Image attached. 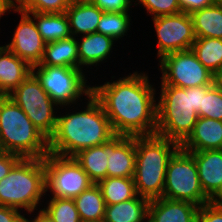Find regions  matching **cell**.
Here are the masks:
<instances>
[{"label": "cell", "mask_w": 222, "mask_h": 222, "mask_svg": "<svg viewBox=\"0 0 222 222\" xmlns=\"http://www.w3.org/2000/svg\"><path fill=\"white\" fill-rule=\"evenodd\" d=\"M26 13L34 19L38 31L46 43L66 39L72 36L68 18L65 13Z\"/></svg>", "instance_id": "23"}, {"label": "cell", "mask_w": 222, "mask_h": 222, "mask_svg": "<svg viewBox=\"0 0 222 222\" xmlns=\"http://www.w3.org/2000/svg\"><path fill=\"white\" fill-rule=\"evenodd\" d=\"M190 153L196 162L201 188L214 201L222 192V149Z\"/></svg>", "instance_id": "15"}, {"label": "cell", "mask_w": 222, "mask_h": 222, "mask_svg": "<svg viewBox=\"0 0 222 222\" xmlns=\"http://www.w3.org/2000/svg\"><path fill=\"white\" fill-rule=\"evenodd\" d=\"M132 2L134 0H95L93 4L103 12L129 13Z\"/></svg>", "instance_id": "34"}, {"label": "cell", "mask_w": 222, "mask_h": 222, "mask_svg": "<svg viewBox=\"0 0 222 222\" xmlns=\"http://www.w3.org/2000/svg\"><path fill=\"white\" fill-rule=\"evenodd\" d=\"M104 152L108 156L106 177L134 178L135 136L115 135L104 143Z\"/></svg>", "instance_id": "14"}, {"label": "cell", "mask_w": 222, "mask_h": 222, "mask_svg": "<svg viewBox=\"0 0 222 222\" xmlns=\"http://www.w3.org/2000/svg\"><path fill=\"white\" fill-rule=\"evenodd\" d=\"M69 0H20L15 7L23 12L65 13Z\"/></svg>", "instance_id": "31"}, {"label": "cell", "mask_w": 222, "mask_h": 222, "mask_svg": "<svg viewBox=\"0 0 222 222\" xmlns=\"http://www.w3.org/2000/svg\"><path fill=\"white\" fill-rule=\"evenodd\" d=\"M197 222H222V207L214 201L203 204L199 208Z\"/></svg>", "instance_id": "35"}, {"label": "cell", "mask_w": 222, "mask_h": 222, "mask_svg": "<svg viewBox=\"0 0 222 222\" xmlns=\"http://www.w3.org/2000/svg\"><path fill=\"white\" fill-rule=\"evenodd\" d=\"M25 216L21 210L0 205V222H25Z\"/></svg>", "instance_id": "38"}, {"label": "cell", "mask_w": 222, "mask_h": 222, "mask_svg": "<svg viewBox=\"0 0 222 222\" xmlns=\"http://www.w3.org/2000/svg\"><path fill=\"white\" fill-rule=\"evenodd\" d=\"M147 72L127 74L115 81L92 85L115 135L149 136L157 128V93Z\"/></svg>", "instance_id": "1"}, {"label": "cell", "mask_w": 222, "mask_h": 222, "mask_svg": "<svg viewBox=\"0 0 222 222\" xmlns=\"http://www.w3.org/2000/svg\"><path fill=\"white\" fill-rule=\"evenodd\" d=\"M180 9L184 13L191 14L197 10L213 5L216 0H178Z\"/></svg>", "instance_id": "37"}, {"label": "cell", "mask_w": 222, "mask_h": 222, "mask_svg": "<svg viewBox=\"0 0 222 222\" xmlns=\"http://www.w3.org/2000/svg\"><path fill=\"white\" fill-rule=\"evenodd\" d=\"M29 218L25 217V222H52V220L45 214L41 209L36 213V216L34 218H31L32 216H29Z\"/></svg>", "instance_id": "40"}, {"label": "cell", "mask_w": 222, "mask_h": 222, "mask_svg": "<svg viewBox=\"0 0 222 222\" xmlns=\"http://www.w3.org/2000/svg\"><path fill=\"white\" fill-rule=\"evenodd\" d=\"M180 147L187 152L222 149V121L199 117Z\"/></svg>", "instance_id": "17"}, {"label": "cell", "mask_w": 222, "mask_h": 222, "mask_svg": "<svg viewBox=\"0 0 222 222\" xmlns=\"http://www.w3.org/2000/svg\"><path fill=\"white\" fill-rule=\"evenodd\" d=\"M15 4L11 0H0V20L6 13H12Z\"/></svg>", "instance_id": "39"}, {"label": "cell", "mask_w": 222, "mask_h": 222, "mask_svg": "<svg viewBox=\"0 0 222 222\" xmlns=\"http://www.w3.org/2000/svg\"><path fill=\"white\" fill-rule=\"evenodd\" d=\"M38 65L79 68L78 44L74 36L46 43Z\"/></svg>", "instance_id": "22"}, {"label": "cell", "mask_w": 222, "mask_h": 222, "mask_svg": "<svg viewBox=\"0 0 222 222\" xmlns=\"http://www.w3.org/2000/svg\"><path fill=\"white\" fill-rule=\"evenodd\" d=\"M134 6L141 5L152 18L182 12L178 0H134ZM138 2V3H137Z\"/></svg>", "instance_id": "33"}, {"label": "cell", "mask_w": 222, "mask_h": 222, "mask_svg": "<svg viewBox=\"0 0 222 222\" xmlns=\"http://www.w3.org/2000/svg\"><path fill=\"white\" fill-rule=\"evenodd\" d=\"M20 159L21 157L16 154L0 151V180L8 175Z\"/></svg>", "instance_id": "36"}, {"label": "cell", "mask_w": 222, "mask_h": 222, "mask_svg": "<svg viewBox=\"0 0 222 222\" xmlns=\"http://www.w3.org/2000/svg\"><path fill=\"white\" fill-rule=\"evenodd\" d=\"M159 61L160 85L179 88L214 85L216 76L196 57L191 49L165 55Z\"/></svg>", "instance_id": "11"}, {"label": "cell", "mask_w": 222, "mask_h": 222, "mask_svg": "<svg viewBox=\"0 0 222 222\" xmlns=\"http://www.w3.org/2000/svg\"><path fill=\"white\" fill-rule=\"evenodd\" d=\"M190 15L196 37L222 39V9L217 2Z\"/></svg>", "instance_id": "25"}, {"label": "cell", "mask_w": 222, "mask_h": 222, "mask_svg": "<svg viewBox=\"0 0 222 222\" xmlns=\"http://www.w3.org/2000/svg\"><path fill=\"white\" fill-rule=\"evenodd\" d=\"M150 200L137 195L128 201L106 205L103 222H148Z\"/></svg>", "instance_id": "21"}, {"label": "cell", "mask_w": 222, "mask_h": 222, "mask_svg": "<svg viewBox=\"0 0 222 222\" xmlns=\"http://www.w3.org/2000/svg\"><path fill=\"white\" fill-rule=\"evenodd\" d=\"M65 14L68 18L71 35L76 38L95 33L103 11L93 3L70 4Z\"/></svg>", "instance_id": "20"}, {"label": "cell", "mask_w": 222, "mask_h": 222, "mask_svg": "<svg viewBox=\"0 0 222 222\" xmlns=\"http://www.w3.org/2000/svg\"><path fill=\"white\" fill-rule=\"evenodd\" d=\"M32 66L5 45L0 46V96H8L30 74Z\"/></svg>", "instance_id": "19"}, {"label": "cell", "mask_w": 222, "mask_h": 222, "mask_svg": "<svg viewBox=\"0 0 222 222\" xmlns=\"http://www.w3.org/2000/svg\"><path fill=\"white\" fill-rule=\"evenodd\" d=\"M8 96L48 140L53 136L57 126L59 107L42 88L40 81L33 73Z\"/></svg>", "instance_id": "9"}, {"label": "cell", "mask_w": 222, "mask_h": 222, "mask_svg": "<svg viewBox=\"0 0 222 222\" xmlns=\"http://www.w3.org/2000/svg\"><path fill=\"white\" fill-rule=\"evenodd\" d=\"M73 158L94 184L106 178L108 156L104 152V144L83 149Z\"/></svg>", "instance_id": "26"}, {"label": "cell", "mask_w": 222, "mask_h": 222, "mask_svg": "<svg viewBox=\"0 0 222 222\" xmlns=\"http://www.w3.org/2000/svg\"><path fill=\"white\" fill-rule=\"evenodd\" d=\"M157 37V58L170 53L191 49L196 40L192 17L180 12L151 19Z\"/></svg>", "instance_id": "12"}, {"label": "cell", "mask_w": 222, "mask_h": 222, "mask_svg": "<svg viewBox=\"0 0 222 222\" xmlns=\"http://www.w3.org/2000/svg\"><path fill=\"white\" fill-rule=\"evenodd\" d=\"M162 197L188 201L199 207L211 202L201 188L193 155L181 147L169 160Z\"/></svg>", "instance_id": "8"}, {"label": "cell", "mask_w": 222, "mask_h": 222, "mask_svg": "<svg viewBox=\"0 0 222 222\" xmlns=\"http://www.w3.org/2000/svg\"><path fill=\"white\" fill-rule=\"evenodd\" d=\"M213 85L179 88L160 85L157 98V135L180 145L188 138L199 118L203 96Z\"/></svg>", "instance_id": "3"}, {"label": "cell", "mask_w": 222, "mask_h": 222, "mask_svg": "<svg viewBox=\"0 0 222 222\" xmlns=\"http://www.w3.org/2000/svg\"><path fill=\"white\" fill-rule=\"evenodd\" d=\"M86 100L84 110H79L75 105L59 107L61 111L66 108V115L61 112L57 114L56 130L49 139V153L73 157L79 151L102 145L115 136L109 118L98 100L92 94L85 97Z\"/></svg>", "instance_id": "2"}, {"label": "cell", "mask_w": 222, "mask_h": 222, "mask_svg": "<svg viewBox=\"0 0 222 222\" xmlns=\"http://www.w3.org/2000/svg\"><path fill=\"white\" fill-rule=\"evenodd\" d=\"M76 40L78 44L79 69L81 70L85 66L93 69L92 66L97 67V65L100 66L101 63L107 62L116 43L113 38L97 32L79 36Z\"/></svg>", "instance_id": "18"}, {"label": "cell", "mask_w": 222, "mask_h": 222, "mask_svg": "<svg viewBox=\"0 0 222 222\" xmlns=\"http://www.w3.org/2000/svg\"><path fill=\"white\" fill-rule=\"evenodd\" d=\"M50 197L47 205L41 210L47 214L52 222H81L73 199Z\"/></svg>", "instance_id": "30"}, {"label": "cell", "mask_w": 222, "mask_h": 222, "mask_svg": "<svg viewBox=\"0 0 222 222\" xmlns=\"http://www.w3.org/2000/svg\"><path fill=\"white\" fill-rule=\"evenodd\" d=\"M214 202L218 205V206H220V207H222V192L219 194V196L214 200Z\"/></svg>", "instance_id": "43"}, {"label": "cell", "mask_w": 222, "mask_h": 222, "mask_svg": "<svg viewBox=\"0 0 222 222\" xmlns=\"http://www.w3.org/2000/svg\"><path fill=\"white\" fill-rule=\"evenodd\" d=\"M73 200L81 222H103L106 203L97 184H92Z\"/></svg>", "instance_id": "24"}, {"label": "cell", "mask_w": 222, "mask_h": 222, "mask_svg": "<svg viewBox=\"0 0 222 222\" xmlns=\"http://www.w3.org/2000/svg\"><path fill=\"white\" fill-rule=\"evenodd\" d=\"M106 205L117 204L135 198L134 178L106 177L97 183Z\"/></svg>", "instance_id": "28"}, {"label": "cell", "mask_w": 222, "mask_h": 222, "mask_svg": "<svg viewBox=\"0 0 222 222\" xmlns=\"http://www.w3.org/2000/svg\"><path fill=\"white\" fill-rule=\"evenodd\" d=\"M215 82L222 89V71L216 76Z\"/></svg>", "instance_id": "42"}, {"label": "cell", "mask_w": 222, "mask_h": 222, "mask_svg": "<svg viewBox=\"0 0 222 222\" xmlns=\"http://www.w3.org/2000/svg\"><path fill=\"white\" fill-rule=\"evenodd\" d=\"M84 70L64 66H32V73L58 107H80L78 102L83 101V96L88 97L92 94V86L88 82L89 77H85L87 72Z\"/></svg>", "instance_id": "7"}, {"label": "cell", "mask_w": 222, "mask_h": 222, "mask_svg": "<svg viewBox=\"0 0 222 222\" xmlns=\"http://www.w3.org/2000/svg\"><path fill=\"white\" fill-rule=\"evenodd\" d=\"M180 144L157 134L135 136L134 183L137 194L149 200L163 196L166 168Z\"/></svg>", "instance_id": "4"}, {"label": "cell", "mask_w": 222, "mask_h": 222, "mask_svg": "<svg viewBox=\"0 0 222 222\" xmlns=\"http://www.w3.org/2000/svg\"><path fill=\"white\" fill-rule=\"evenodd\" d=\"M131 16L129 13L103 12L97 25V33L109 36L115 41L122 40L127 36L131 27Z\"/></svg>", "instance_id": "29"}, {"label": "cell", "mask_w": 222, "mask_h": 222, "mask_svg": "<svg viewBox=\"0 0 222 222\" xmlns=\"http://www.w3.org/2000/svg\"><path fill=\"white\" fill-rule=\"evenodd\" d=\"M199 117L222 121V89L216 83L203 96Z\"/></svg>", "instance_id": "32"}, {"label": "cell", "mask_w": 222, "mask_h": 222, "mask_svg": "<svg viewBox=\"0 0 222 222\" xmlns=\"http://www.w3.org/2000/svg\"><path fill=\"white\" fill-rule=\"evenodd\" d=\"M199 206L164 197L150 200L148 222H197Z\"/></svg>", "instance_id": "16"}, {"label": "cell", "mask_w": 222, "mask_h": 222, "mask_svg": "<svg viewBox=\"0 0 222 222\" xmlns=\"http://www.w3.org/2000/svg\"><path fill=\"white\" fill-rule=\"evenodd\" d=\"M191 50L215 76L222 71V39L196 37Z\"/></svg>", "instance_id": "27"}, {"label": "cell", "mask_w": 222, "mask_h": 222, "mask_svg": "<svg viewBox=\"0 0 222 222\" xmlns=\"http://www.w3.org/2000/svg\"><path fill=\"white\" fill-rule=\"evenodd\" d=\"M13 11L21 17L10 43L5 46L31 66L39 64L44 56L46 42L42 39L34 19L28 13L16 7Z\"/></svg>", "instance_id": "13"}, {"label": "cell", "mask_w": 222, "mask_h": 222, "mask_svg": "<svg viewBox=\"0 0 222 222\" xmlns=\"http://www.w3.org/2000/svg\"><path fill=\"white\" fill-rule=\"evenodd\" d=\"M0 151L21 158H44L49 153V140L9 96H0Z\"/></svg>", "instance_id": "6"}, {"label": "cell", "mask_w": 222, "mask_h": 222, "mask_svg": "<svg viewBox=\"0 0 222 222\" xmlns=\"http://www.w3.org/2000/svg\"><path fill=\"white\" fill-rule=\"evenodd\" d=\"M45 186L44 158H21L0 180V205L32 215L45 201Z\"/></svg>", "instance_id": "5"}, {"label": "cell", "mask_w": 222, "mask_h": 222, "mask_svg": "<svg viewBox=\"0 0 222 222\" xmlns=\"http://www.w3.org/2000/svg\"><path fill=\"white\" fill-rule=\"evenodd\" d=\"M70 4L94 3L95 0H69Z\"/></svg>", "instance_id": "41"}, {"label": "cell", "mask_w": 222, "mask_h": 222, "mask_svg": "<svg viewBox=\"0 0 222 222\" xmlns=\"http://www.w3.org/2000/svg\"><path fill=\"white\" fill-rule=\"evenodd\" d=\"M15 5L20 1V0H11Z\"/></svg>", "instance_id": "45"}, {"label": "cell", "mask_w": 222, "mask_h": 222, "mask_svg": "<svg viewBox=\"0 0 222 222\" xmlns=\"http://www.w3.org/2000/svg\"><path fill=\"white\" fill-rule=\"evenodd\" d=\"M44 165L46 193L52 197L74 199L94 184L73 157L48 153Z\"/></svg>", "instance_id": "10"}, {"label": "cell", "mask_w": 222, "mask_h": 222, "mask_svg": "<svg viewBox=\"0 0 222 222\" xmlns=\"http://www.w3.org/2000/svg\"><path fill=\"white\" fill-rule=\"evenodd\" d=\"M217 4L221 7L222 9V0H216Z\"/></svg>", "instance_id": "44"}]
</instances>
